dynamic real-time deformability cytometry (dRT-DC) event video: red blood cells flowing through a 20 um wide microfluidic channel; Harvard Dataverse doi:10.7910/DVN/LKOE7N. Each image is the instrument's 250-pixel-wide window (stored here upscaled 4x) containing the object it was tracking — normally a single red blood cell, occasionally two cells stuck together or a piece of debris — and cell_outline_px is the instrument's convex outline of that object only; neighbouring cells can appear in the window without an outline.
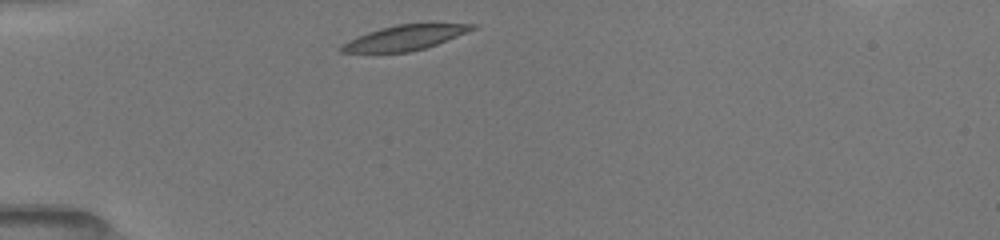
{"species": "common noctule bat (a hibernating species)", "species_latin": "Nyctalus noctula", "temperature_condition": "room temperature", "stored_images_in_passage": 1, "camera_frame_rate_fps": 3000, "um_per_image_px": 0.085, "animal": {"sex": "female", "body_mass_g": 19.5, "forearm_length_mm": 54.1}, "frame": {"image": 1, "passage_image": 1, "time_ms": 0.0, "image_size_px": [1000, 240], "cell_outline_px": [[480, 24], [476, 28], [436, 44], [424, 48], [408, 52], [340, 52], [340, 44], [348, 40], [368, 32], [380, 28], [396, 24], [428, 20], [432, 20]], "centroid_in_image_um": [34.53, 3.12], "position_along_channel_um": 50.5, "area_um2": 19.94}}